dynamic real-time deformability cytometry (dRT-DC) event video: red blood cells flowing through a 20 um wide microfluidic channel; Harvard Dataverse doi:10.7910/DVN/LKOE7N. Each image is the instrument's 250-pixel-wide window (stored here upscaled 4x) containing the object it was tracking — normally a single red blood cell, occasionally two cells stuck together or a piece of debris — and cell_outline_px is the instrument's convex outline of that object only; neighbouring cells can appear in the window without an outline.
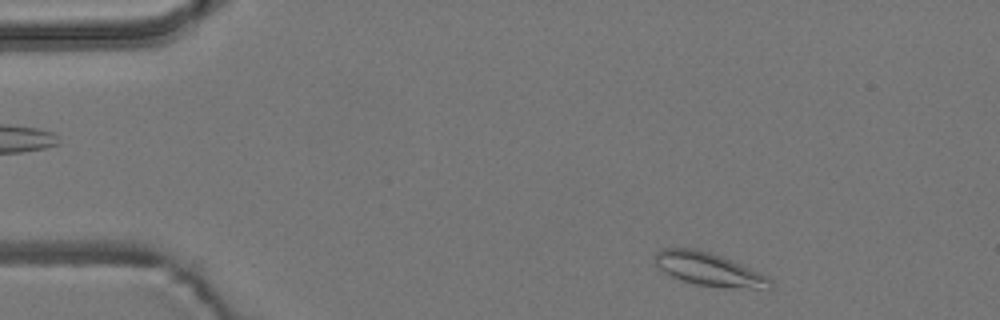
{"species": "common noctule bat (a hibernating species)", "species_latin": "Nyctalus noctula", "temperature_condition": "room temperature", "stored_images_in_passage": 50, "camera_frame_rate_fps": 3000, "um_per_image_px": 0.085, "animal": {"sex": "male", "body_mass_g": 19.2, "forearm_length_mm": 51.8}, "frame": {"image": 1, "passage_image": 2, "time_ms": 0.333, "image_size_px": [1000, 320], "cell_outline_px": [[772, 288], [724, 288], [696, 284], [680, 280], [664, 272], [656, 264], [652, 256], [660, 248], [696, 248], [732, 260], [760, 272], [768, 276], [772, 280]], "centroid_in_image_um": [60.24, 22.89], "position_along_channel_um": 24.8, "area_um2": 22.43}}
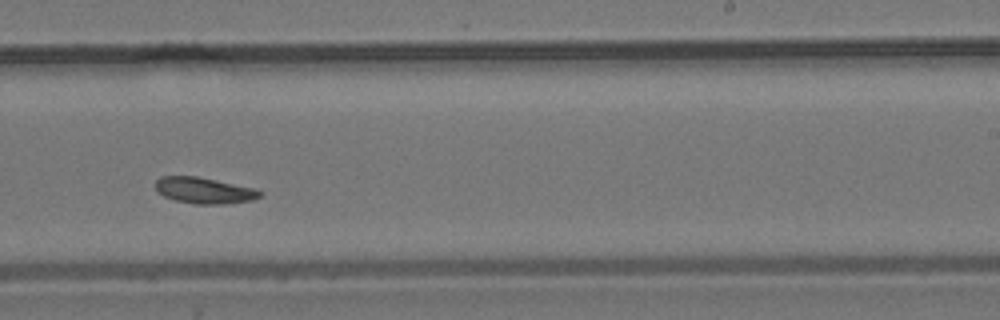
{"frame": {"image": 2, "passage_image": 29, "time_ms": 9.333, "image_size_px": [1000, 320], "cell_outline_px": [[264, 192], [260, 196], [252, 200], [224, 204], [196, 204], [176, 200], [164, 196], [156, 192], [156, 180], [160, 176], [196, 176], [216, 180], [252, 188]], "centroid_in_image_um": [17.32, 16.19], "position_along_channel_um": 271.7, "area_um2": 15.78}}
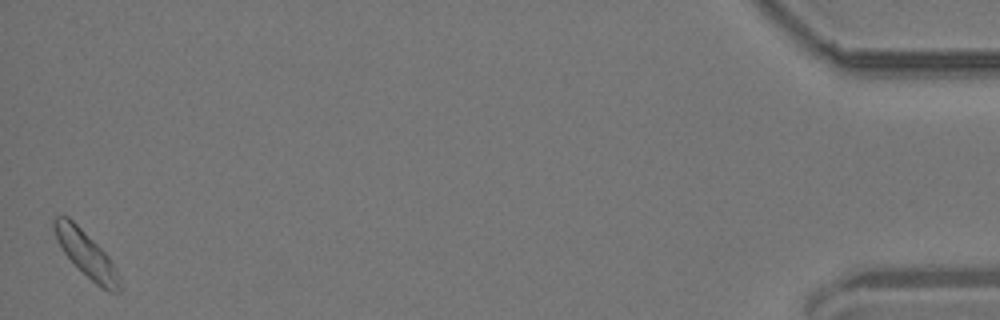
{"frame": {"image": 3, "passage_image": 50, "time_ms": 16.333, "image_size_px": [1000, 320], "cell_outline_px": [[120, 292], [108, 292], [96, 284], [64, 252], [52, 228], [52, 220], [56, 216], [68, 216], [108, 256], [116, 268], [120, 284]], "centroid_in_image_um": [7.33, 21.59], "position_along_channel_um": 427.9, "area_um2": 16.7}, "authors_computed_cell_mechanics": {"area_um2": 16.1551, "velocity_mm_per_s": 3.607, "shape_relaxation_time_tau1_ms": 6.8289, "shape_relaxation_time_tau2_ms": null, "deformation_change_tau1": 0.09, "deformation_change_tau2": null}}